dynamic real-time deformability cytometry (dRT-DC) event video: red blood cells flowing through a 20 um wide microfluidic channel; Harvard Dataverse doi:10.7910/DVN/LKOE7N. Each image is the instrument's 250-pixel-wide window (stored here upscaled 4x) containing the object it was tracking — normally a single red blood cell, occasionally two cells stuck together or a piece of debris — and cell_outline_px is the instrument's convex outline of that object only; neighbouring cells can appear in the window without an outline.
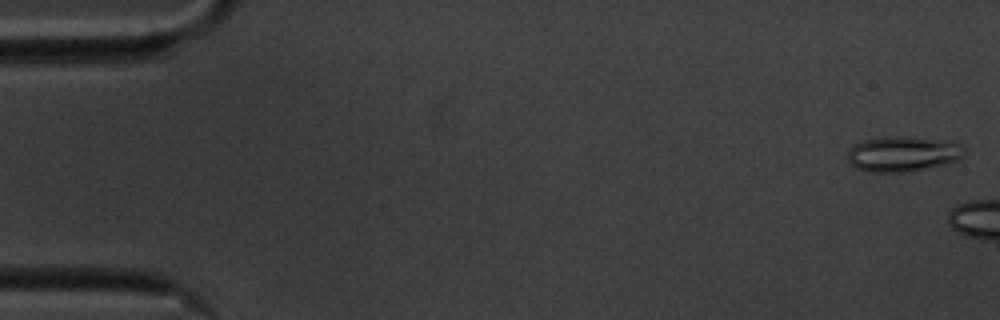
{"species": "common noctule bat (a hibernating species)", "species_latin": "Nyctalus noctula", "temperature_condition": "cold", "stored_images_in_passage": 8, "camera_frame_rate_fps": 3000, "um_per_image_px": 0.085, "animal": {"sex": "male", "body_mass_g": 20.1, "forearm_length_mm": 53.5}, "frame": {"image": 1, "passage_image": 1, "time_ms": 0.0, "image_size_px": [1000, 320], "cell_outline_px": [[968, 152], [964, 156], [956, 160], [944, 164], [904, 172], [872, 172], [856, 168], [848, 160], [848, 152], [856, 144], [864, 140], [892, 136], [896, 136], [932, 140], [960, 144]], "centroid_in_image_um": [76.74, 13.1], "position_along_channel_um": 8.3, "area_um2": 23.29}}